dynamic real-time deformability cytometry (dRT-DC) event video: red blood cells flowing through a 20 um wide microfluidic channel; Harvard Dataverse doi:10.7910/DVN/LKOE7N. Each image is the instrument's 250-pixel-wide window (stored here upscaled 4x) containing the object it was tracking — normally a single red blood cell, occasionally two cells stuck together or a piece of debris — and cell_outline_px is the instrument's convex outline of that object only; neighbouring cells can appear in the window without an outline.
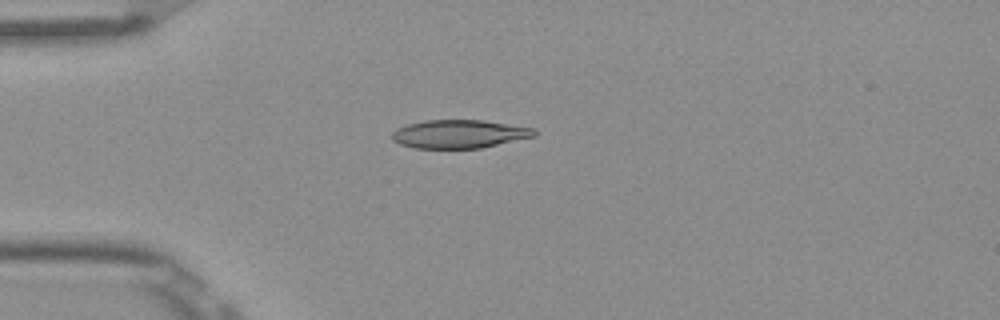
{"species": "Egyptian fruit bat (a non-hibernating species)", "species_latin": "Rousettus aegyptiacus", "temperature_condition": "room temperature", "stored_images_in_passage": 7, "camera_frame_rate_fps": 3000, "um_per_image_px": 0.085, "frame": {"image": 1, "passage_image": 4, "time_ms": 1.0, "image_size_px": [1000, 320], "cell_outline_px": [[536, 136], [480, 148], [412, 148], [400, 144], [392, 140], [392, 132], [396, 128], [408, 124], [424, 120], [480, 120], [536, 128]], "centroid_in_image_um": [39.02, 11.39], "position_along_channel_um": 46.0, "area_um2": 23.52}}
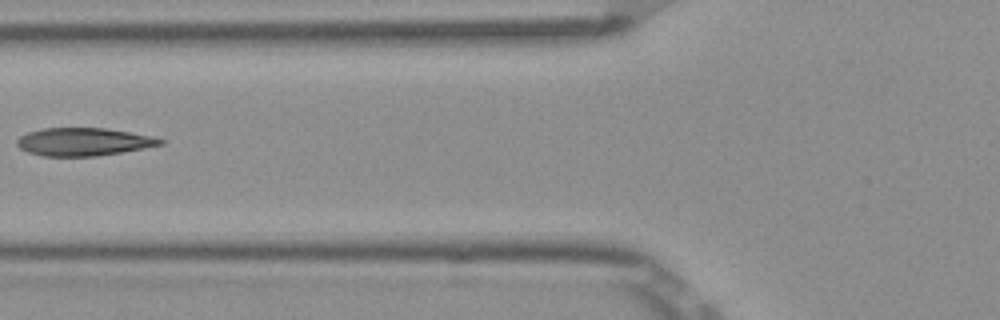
{"frame": {"image": 2, "passage_image": 6, "time_ms": 1.667, "image_size_px": [1000, 320], "cell_outline_px": [[164, 144], [144, 148], [96, 156], [44, 156], [28, 152], [20, 148], [16, 144], [16, 140], [20, 136], [28, 132], [44, 128], [104, 128], [152, 136], [164, 140]], "centroid_in_image_um": [7.08, 12.05], "position_along_channel_um": 118.7, "area_um2": 23.12}}
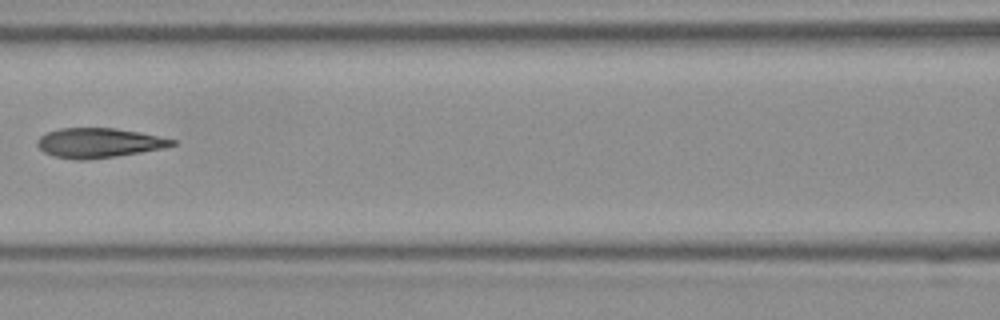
{"frame": {"image": 3, "passage_image": 7, "time_ms": 2.0, "image_size_px": [1000, 320], "cell_outline_px": [[176, 144], [164, 148], [116, 156], [88, 160], [76, 160], [52, 156], [44, 152], [36, 144], [36, 140], [40, 136], [48, 132], [60, 128], [116, 128], [140, 132], [176, 140]], "centroid_in_image_um": [8.38, 12.15], "position_along_channel_um": 158.2, "area_um2": 23.35}}